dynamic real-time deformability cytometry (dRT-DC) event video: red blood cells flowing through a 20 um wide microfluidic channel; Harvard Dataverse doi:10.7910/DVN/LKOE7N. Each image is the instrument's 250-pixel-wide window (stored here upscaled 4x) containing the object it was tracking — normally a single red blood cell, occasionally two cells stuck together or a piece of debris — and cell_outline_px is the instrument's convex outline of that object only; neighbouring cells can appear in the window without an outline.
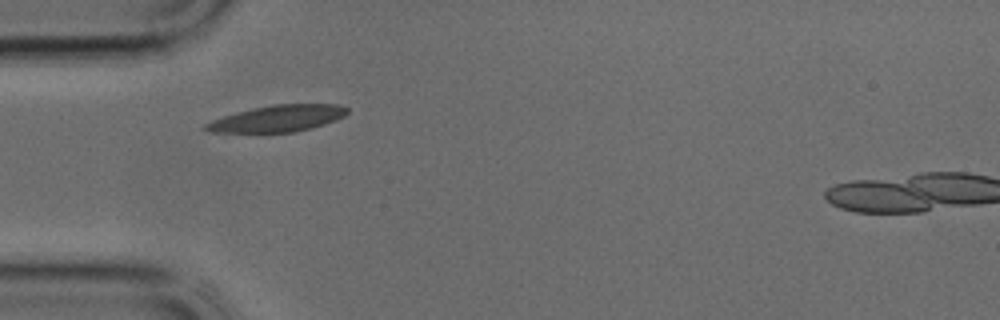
{"species": "common noctule bat (a hibernating species)", "species_latin": "Nyctalus noctula", "temperature_condition": "cold", "stored_images_in_passage": 25, "camera_frame_rate_fps": 3000, "um_per_image_px": 0.085, "animal": {"sex": "male", "body_mass_g": 17.9, "forearm_length_mm": 54.2}, "frame": {"image": 1, "passage_image": 1, "time_ms": 0.0, "image_size_px": [1000, 320], "cell_outline_px": [[348, 112], [344, 116], [336, 120], [312, 128], [292, 132], [208, 132], [200, 128], [204, 124], [212, 120], [224, 116], [252, 108], [276, 104], [336, 104], [348, 108]], "centroid_in_image_um": [23.58, 10.07], "position_along_channel_um": 61.4, "area_um2": 21.79}}
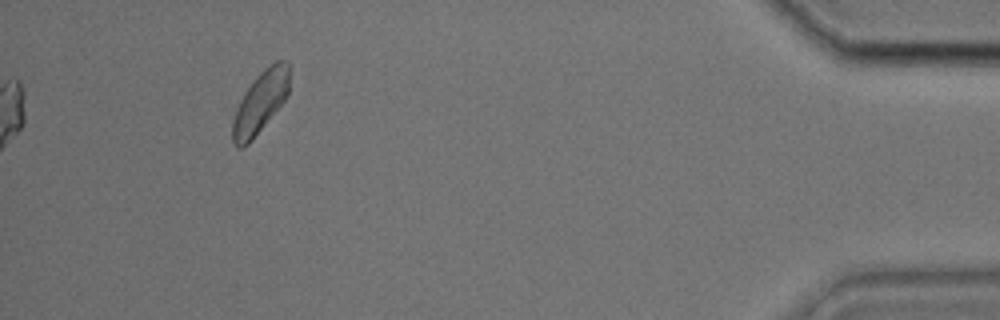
{"frame": {"image": 2, "passage_image": 25, "time_ms": 8.0, "image_size_px": [1000, 320], "cell_outline_px": [[288, 92], [284, 100], [252, 140], [248, 144], [240, 148], [236, 148], [232, 140], [232, 120], [236, 108], [244, 92], [252, 80], [268, 64], [276, 60], [288, 60]], "centroid_in_image_um": [22.09, 8.68], "position_along_channel_um": 413.1, "area_um2": 20.35}}